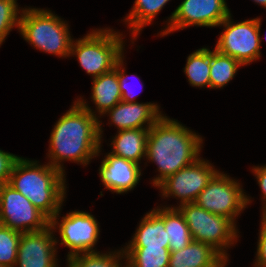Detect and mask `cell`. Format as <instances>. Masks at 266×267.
Returning a JSON list of instances; mask_svg holds the SVG:
<instances>
[{"label":"cell","mask_w":266,"mask_h":267,"mask_svg":"<svg viewBox=\"0 0 266 267\" xmlns=\"http://www.w3.org/2000/svg\"><path fill=\"white\" fill-rule=\"evenodd\" d=\"M18 158L19 156L0 150V186L9 183L13 165Z\"/></svg>","instance_id":"obj_28"},{"label":"cell","mask_w":266,"mask_h":267,"mask_svg":"<svg viewBox=\"0 0 266 267\" xmlns=\"http://www.w3.org/2000/svg\"><path fill=\"white\" fill-rule=\"evenodd\" d=\"M125 257L123 248L120 251L106 253L90 252L76 254L69 259L67 267H127L120 262Z\"/></svg>","instance_id":"obj_25"},{"label":"cell","mask_w":266,"mask_h":267,"mask_svg":"<svg viewBox=\"0 0 266 267\" xmlns=\"http://www.w3.org/2000/svg\"><path fill=\"white\" fill-rule=\"evenodd\" d=\"M22 233L0 224V265L15 267Z\"/></svg>","instance_id":"obj_26"},{"label":"cell","mask_w":266,"mask_h":267,"mask_svg":"<svg viewBox=\"0 0 266 267\" xmlns=\"http://www.w3.org/2000/svg\"><path fill=\"white\" fill-rule=\"evenodd\" d=\"M256 253V267H266V225L261 222Z\"/></svg>","instance_id":"obj_30"},{"label":"cell","mask_w":266,"mask_h":267,"mask_svg":"<svg viewBox=\"0 0 266 267\" xmlns=\"http://www.w3.org/2000/svg\"><path fill=\"white\" fill-rule=\"evenodd\" d=\"M199 136L164 115L149 128L146 158L156 163L160 173L152 179L155 187L200 157L203 139Z\"/></svg>","instance_id":"obj_2"},{"label":"cell","mask_w":266,"mask_h":267,"mask_svg":"<svg viewBox=\"0 0 266 267\" xmlns=\"http://www.w3.org/2000/svg\"><path fill=\"white\" fill-rule=\"evenodd\" d=\"M243 66L238 60L218 52L210 50V88H223Z\"/></svg>","instance_id":"obj_23"},{"label":"cell","mask_w":266,"mask_h":267,"mask_svg":"<svg viewBox=\"0 0 266 267\" xmlns=\"http://www.w3.org/2000/svg\"><path fill=\"white\" fill-rule=\"evenodd\" d=\"M227 260L211 245L192 241L178 251H172L168 267H225Z\"/></svg>","instance_id":"obj_16"},{"label":"cell","mask_w":266,"mask_h":267,"mask_svg":"<svg viewBox=\"0 0 266 267\" xmlns=\"http://www.w3.org/2000/svg\"><path fill=\"white\" fill-rule=\"evenodd\" d=\"M123 58L124 56L122 55L119 59H118V81H119V88H120V92H121V99L124 102L127 103H132V102H136L134 101L137 95H134L135 93H132V90L130 91L129 87H128V83H127V76L125 75V68H122L124 63H123ZM131 88V87H130Z\"/></svg>","instance_id":"obj_29"},{"label":"cell","mask_w":266,"mask_h":267,"mask_svg":"<svg viewBox=\"0 0 266 267\" xmlns=\"http://www.w3.org/2000/svg\"><path fill=\"white\" fill-rule=\"evenodd\" d=\"M177 208L184 216L193 241L211 245L228 261L225 249L237 242L236 224L229 218L210 213L195 202L179 205Z\"/></svg>","instance_id":"obj_6"},{"label":"cell","mask_w":266,"mask_h":267,"mask_svg":"<svg viewBox=\"0 0 266 267\" xmlns=\"http://www.w3.org/2000/svg\"><path fill=\"white\" fill-rule=\"evenodd\" d=\"M0 224L21 233L50 226V219L11 185L0 186Z\"/></svg>","instance_id":"obj_9"},{"label":"cell","mask_w":266,"mask_h":267,"mask_svg":"<svg viewBox=\"0 0 266 267\" xmlns=\"http://www.w3.org/2000/svg\"><path fill=\"white\" fill-rule=\"evenodd\" d=\"M184 72L190 85L210 88V49L203 47L190 54Z\"/></svg>","instance_id":"obj_24"},{"label":"cell","mask_w":266,"mask_h":267,"mask_svg":"<svg viewBox=\"0 0 266 267\" xmlns=\"http://www.w3.org/2000/svg\"><path fill=\"white\" fill-rule=\"evenodd\" d=\"M105 114L109 115L110 122L117 126L118 131L150 128L163 116L159 106L155 103H127L124 101L117 103ZM146 123L147 125L144 126Z\"/></svg>","instance_id":"obj_15"},{"label":"cell","mask_w":266,"mask_h":267,"mask_svg":"<svg viewBox=\"0 0 266 267\" xmlns=\"http://www.w3.org/2000/svg\"><path fill=\"white\" fill-rule=\"evenodd\" d=\"M59 212L50 220V226L53 230L59 228L60 244L70 248L67 259L76 254L97 252L93 247L98 241L100 229L94 216L84 211H73L63 216L59 223Z\"/></svg>","instance_id":"obj_10"},{"label":"cell","mask_w":266,"mask_h":267,"mask_svg":"<svg viewBox=\"0 0 266 267\" xmlns=\"http://www.w3.org/2000/svg\"><path fill=\"white\" fill-rule=\"evenodd\" d=\"M230 14L225 0H184L168 18V26L160 35L193 25L217 27Z\"/></svg>","instance_id":"obj_11"},{"label":"cell","mask_w":266,"mask_h":267,"mask_svg":"<svg viewBox=\"0 0 266 267\" xmlns=\"http://www.w3.org/2000/svg\"><path fill=\"white\" fill-rule=\"evenodd\" d=\"M217 172L213 165L199 157L192 164L167 177L157 187L163 198L177 197L181 200L179 205L193 203Z\"/></svg>","instance_id":"obj_12"},{"label":"cell","mask_w":266,"mask_h":267,"mask_svg":"<svg viewBox=\"0 0 266 267\" xmlns=\"http://www.w3.org/2000/svg\"><path fill=\"white\" fill-rule=\"evenodd\" d=\"M163 218L169 240V250L178 251L188 246L193 237L180 210L174 207L155 209Z\"/></svg>","instance_id":"obj_20"},{"label":"cell","mask_w":266,"mask_h":267,"mask_svg":"<svg viewBox=\"0 0 266 267\" xmlns=\"http://www.w3.org/2000/svg\"><path fill=\"white\" fill-rule=\"evenodd\" d=\"M113 137L111 154L140 164L142 157H146L147 138L149 128L127 129L117 131Z\"/></svg>","instance_id":"obj_18"},{"label":"cell","mask_w":266,"mask_h":267,"mask_svg":"<svg viewBox=\"0 0 266 267\" xmlns=\"http://www.w3.org/2000/svg\"><path fill=\"white\" fill-rule=\"evenodd\" d=\"M261 221L266 225V211L263 212Z\"/></svg>","instance_id":"obj_33"},{"label":"cell","mask_w":266,"mask_h":267,"mask_svg":"<svg viewBox=\"0 0 266 267\" xmlns=\"http://www.w3.org/2000/svg\"><path fill=\"white\" fill-rule=\"evenodd\" d=\"M51 226L37 232L22 233L17 253L19 267H59L57 240ZM55 238V239H54Z\"/></svg>","instance_id":"obj_13"},{"label":"cell","mask_w":266,"mask_h":267,"mask_svg":"<svg viewBox=\"0 0 266 267\" xmlns=\"http://www.w3.org/2000/svg\"><path fill=\"white\" fill-rule=\"evenodd\" d=\"M231 14L219 25L224 27L215 49L247 65L261 57V18L238 23L231 21Z\"/></svg>","instance_id":"obj_7"},{"label":"cell","mask_w":266,"mask_h":267,"mask_svg":"<svg viewBox=\"0 0 266 267\" xmlns=\"http://www.w3.org/2000/svg\"><path fill=\"white\" fill-rule=\"evenodd\" d=\"M253 1L266 8V0H253Z\"/></svg>","instance_id":"obj_32"},{"label":"cell","mask_w":266,"mask_h":267,"mask_svg":"<svg viewBox=\"0 0 266 267\" xmlns=\"http://www.w3.org/2000/svg\"><path fill=\"white\" fill-rule=\"evenodd\" d=\"M73 103L54 125L49 141V164L63 173L62 161L85 166L101 151L103 131L96 112L81 98Z\"/></svg>","instance_id":"obj_1"},{"label":"cell","mask_w":266,"mask_h":267,"mask_svg":"<svg viewBox=\"0 0 266 267\" xmlns=\"http://www.w3.org/2000/svg\"><path fill=\"white\" fill-rule=\"evenodd\" d=\"M244 193L237 180L218 171L199 193L195 203L210 213L229 218L235 224V217L251 202Z\"/></svg>","instance_id":"obj_8"},{"label":"cell","mask_w":266,"mask_h":267,"mask_svg":"<svg viewBox=\"0 0 266 267\" xmlns=\"http://www.w3.org/2000/svg\"><path fill=\"white\" fill-rule=\"evenodd\" d=\"M17 0H0V46L5 41L9 32L14 28L19 29L20 16Z\"/></svg>","instance_id":"obj_27"},{"label":"cell","mask_w":266,"mask_h":267,"mask_svg":"<svg viewBox=\"0 0 266 267\" xmlns=\"http://www.w3.org/2000/svg\"><path fill=\"white\" fill-rule=\"evenodd\" d=\"M168 239L164 218L153 209L142 218L132 240L126 247H169Z\"/></svg>","instance_id":"obj_17"},{"label":"cell","mask_w":266,"mask_h":267,"mask_svg":"<svg viewBox=\"0 0 266 267\" xmlns=\"http://www.w3.org/2000/svg\"><path fill=\"white\" fill-rule=\"evenodd\" d=\"M96 29L79 40L72 41L70 56L75 55L80 66L93 79L111 71L124 55L122 34L112 29Z\"/></svg>","instance_id":"obj_5"},{"label":"cell","mask_w":266,"mask_h":267,"mask_svg":"<svg viewBox=\"0 0 266 267\" xmlns=\"http://www.w3.org/2000/svg\"><path fill=\"white\" fill-rule=\"evenodd\" d=\"M8 184L50 220L61 210L66 195L65 174L49 163L40 165L37 161L19 157Z\"/></svg>","instance_id":"obj_3"},{"label":"cell","mask_w":266,"mask_h":267,"mask_svg":"<svg viewBox=\"0 0 266 267\" xmlns=\"http://www.w3.org/2000/svg\"><path fill=\"white\" fill-rule=\"evenodd\" d=\"M125 264L127 267H168L170 259L169 247H125Z\"/></svg>","instance_id":"obj_21"},{"label":"cell","mask_w":266,"mask_h":267,"mask_svg":"<svg viewBox=\"0 0 266 267\" xmlns=\"http://www.w3.org/2000/svg\"><path fill=\"white\" fill-rule=\"evenodd\" d=\"M92 85L91 98L101 116L122 101L118 81V61L111 71L94 78Z\"/></svg>","instance_id":"obj_19"},{"label":"cell","mask_w":266,"mask_h":267,"mask_svg":"<svg viewBox=\"0 0 266 267\" xmlns=\"http://www.w3.org/2000/svg\"><path fill=\"white\" fill-rule=\"evenodd\" d=\"M168 1L170 0H135L133 8L125 18L132 30L133 40L143 27L152 22Z\"/></svg>","instance_id":"obj_22"},{"label":"cell","mask_w":266,"mask_h":267,"mask_svg":"<svg viewBox=\"0 0 266 267\" xmlns=\"http://www.w3.org/2000/svg\"><path fill=\"white\" fill-rule=\"evenodd\" d=\"M20 11L18 30L28 43L43 52L70 57L73 39L68 24L50 10L26 8Z\"/></svg>","instance_id":"obj_4"},{"label":"cell","mask_w":266,"mask_h":267,"mask_svg":"<svg viewBox=\"0 0 266 267\" xmlns=\"http://www.w3.org/2000/svg\"><path fill=\"white\" fill-rule=\"evenodd\" d=\"M252 170L253 173L255 174V177L257 178L258 184L262 191L263 195L262 201H265L263 204L264 207H262L263 208L262 212H265L266 211V165L265 166L263 165L262 167L256 166Z\"/></svg>","instance_id":"obj_31"},{"label":"cell","mask_w":266,"mask_h":267,"mask_svg":"<svg viewBox=\"0 0 266 267\" xmlns=\"http://www.w3.org/2000/svg\"><path fill=\"white\" fill-rule=\"evenodd\" d=\"M99 176L105 189L122 194L138 184L141 169L133 161L108 153L101 162Z\"/></svg>","instance_id":"obj_14"}]
</instances>
